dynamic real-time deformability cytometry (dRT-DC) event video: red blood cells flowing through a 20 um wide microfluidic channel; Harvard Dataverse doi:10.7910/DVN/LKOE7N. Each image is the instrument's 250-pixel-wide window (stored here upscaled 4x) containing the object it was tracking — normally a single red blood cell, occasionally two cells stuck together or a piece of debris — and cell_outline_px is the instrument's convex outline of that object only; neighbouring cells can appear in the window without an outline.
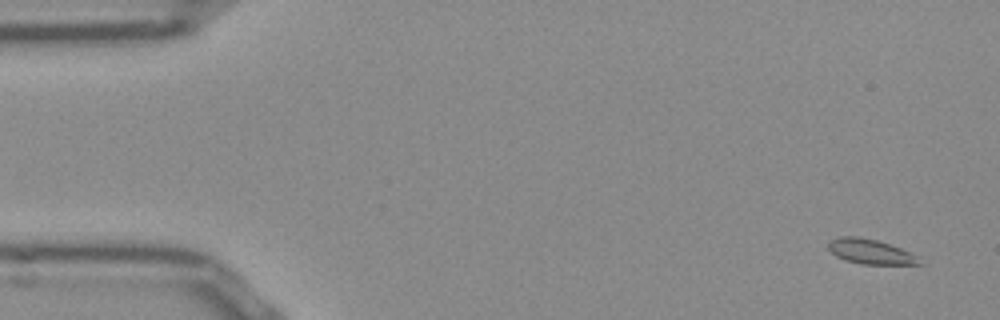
{"species": "Egyptian fruit bat (a non-hibernating species)", "species_latin": "Rousettus aegyptiacus", "temperature_condition": "room temperature", "stored_images_in_passage": 53, "camera_frame_rate_fps": 3000, "um_per_image_px": 0.085, "frame": {"image": 1, "passage_image": 3, "time_ms": 0.667, "image_size_px": [1000, 320], "cell_outline_px": [[924, 264], [860, 264], [844, 260], [836, 256], [828, 248], [828, 244], [832, 240], [840, 236], [860, 236], [876, 240], [900, 248], [916, 256]], "centroid_in_image_um": [73.95, 21.39], "position_along_channel_um": 11.0, "area_um2": 13.01}}
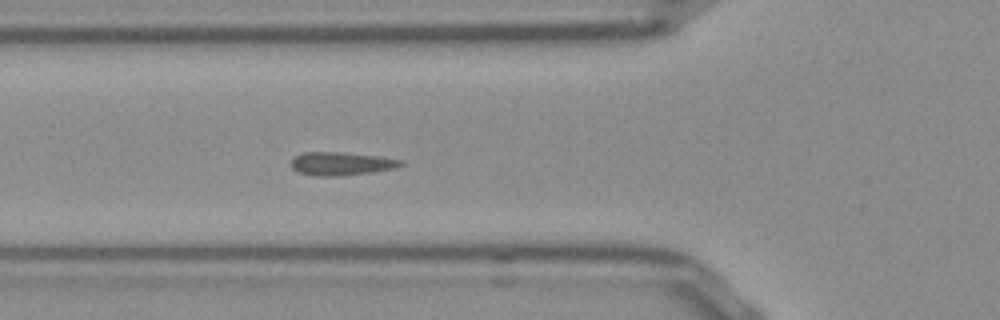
{"frame": {"image": 2, "passage_image": 19, "time_ms": 6.0, "image_size_px": [1000, 320], "cell_outline_px": [[404, 164], [396, 168], [340, 176], [316, 176], [296, 172], [292, 168], [292, 160], [296, 156], [304, 152], [340, 152], [380, 156], [400, 160]], "centroid_in_image_um": [28.98, 13.91], "position_along_channel_um": 96.8, "area_um2": 14.74}}
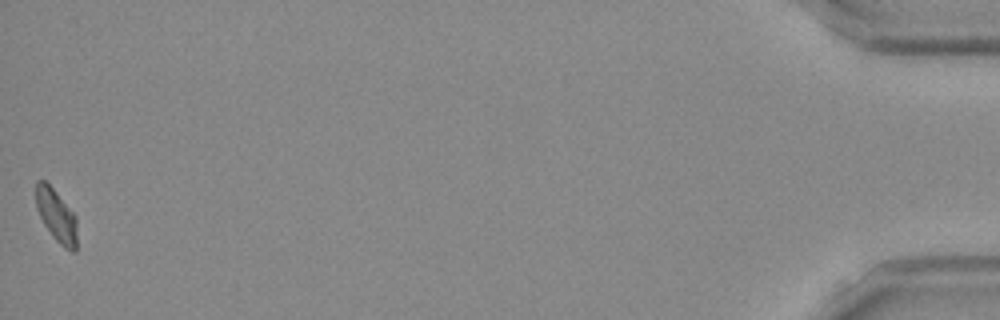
{"frame": {"image": 3, "passage_image": 53, "time_ms": 17.333, "image_size_px": [1000, 320], "cell_outline_px": [[76, 252], [72, 252], [64, 248], [52, 236], [44, 224], [36, 208], [36, 180], [44, 180], [56, 192], [76, 216]], "centroid_in_image_um": [4.79, 18.34], "position_along_channel_um": 430.4, "area_um2": 12.48}}